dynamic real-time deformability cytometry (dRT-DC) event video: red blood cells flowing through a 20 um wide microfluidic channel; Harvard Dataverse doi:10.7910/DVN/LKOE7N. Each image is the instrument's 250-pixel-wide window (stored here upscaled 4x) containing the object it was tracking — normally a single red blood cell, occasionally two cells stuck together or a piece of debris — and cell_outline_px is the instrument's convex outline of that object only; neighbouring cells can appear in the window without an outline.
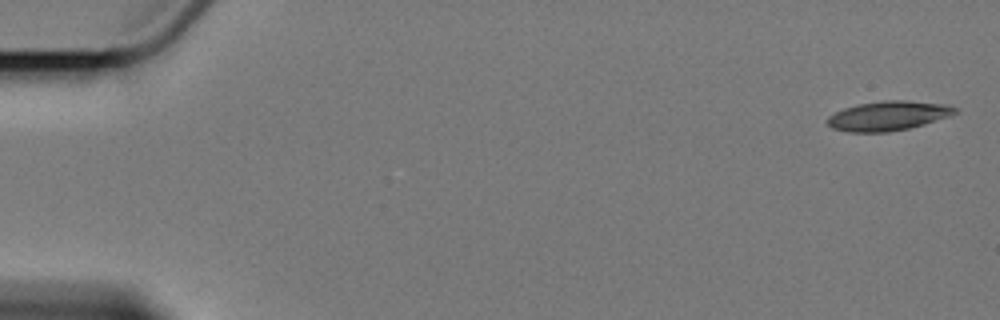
{"species": "Egyptian fruit bat (a non-hibernating species)", "species_latin": "Rousettus aegyptiacus", "temperature_condition": "cold", "stored_images_in_passage": 5, "camera_frame_rate_fps": 3000, "um_per_image_px": 0.085, "animal": {"sex": "female"}, "frame": {"image": 1, "passage_image": 1, "time_ms": 0.0, "image_size_px": [1000, 320], "cell_outline_px": [[960, 112], [924, 124], [908, 128], [888, 132], [848, 132], [832, 128], [824, 120], [828, 116], [844, 108], [860, 104], [884, 100], [904, 100], [948, 104], [960, 108]], "centroid_in_image_um": [75.52, 9.84], "position_along_channel_um": 9.5, "area_um2": 22.02}}
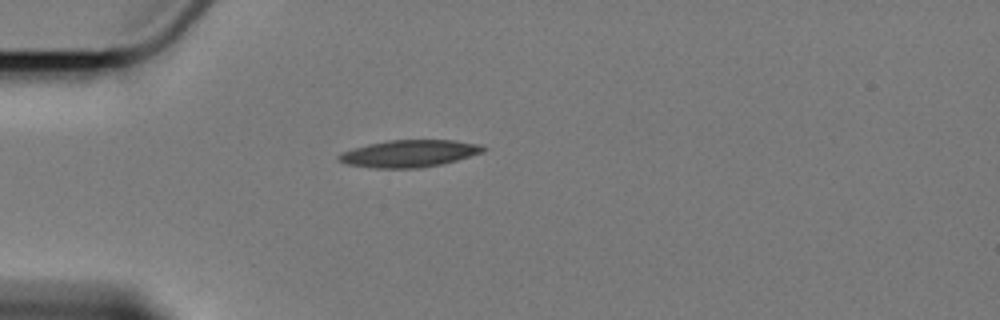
{"frame": {"image": 2, "passage_image": 5, "time_ms": 5.0, "image_size_px": [1000, 320], "cell_outline_px": [[488, 148], [480, 152], [456, 160], [440, 164], [420, 168], [372, 168], [348, 164], [340, 160], [336, 156], [340, 152], [352, 148], [368, 144], [388, 140], [452, 140], [476, 144]], "centroid_in_image_um": [34.71, 13.05], "position_along_channel_um": 50.3, "area_um2": 22.54}}